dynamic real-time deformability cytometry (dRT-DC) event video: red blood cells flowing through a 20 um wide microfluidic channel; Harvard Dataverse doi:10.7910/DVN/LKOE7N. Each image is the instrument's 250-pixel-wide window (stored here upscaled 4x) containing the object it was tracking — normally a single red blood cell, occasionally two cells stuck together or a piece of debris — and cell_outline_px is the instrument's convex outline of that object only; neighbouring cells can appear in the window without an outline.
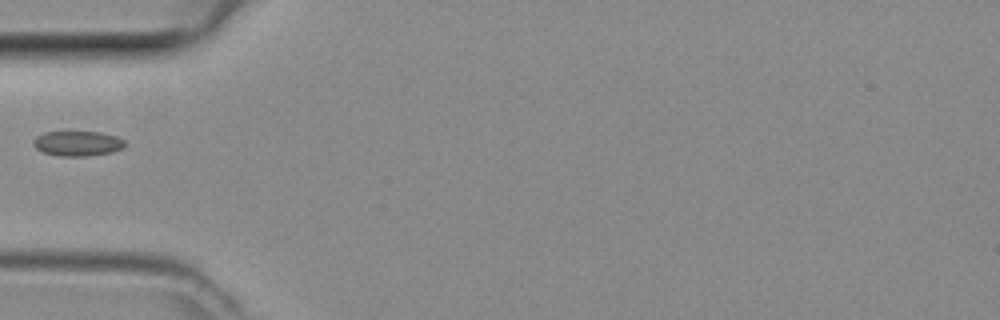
{"species": "common noctule bat (a hibernating species)", "species_latin": "Nyctalus noctula", "temperature_condition": "room temperature", "stored_images_in_passage": 33, "camera_frame_rate_fps": 3000, "um_per_image_px": 0.085, "animal": {"sex": "female", "body_mass_g": 29.2, "forearm_length_mm": 56.3}, "frame": {"image": 1, "passage_image": 1, "time_ms": 0.0, "image_size_px": [1000, 320], "cell_outline_px": [[128, 144], [124, 148], [112, 152], [88, 156], [60, 156], [44, 152], [36, 148], [32, 144], [32, 140], [36, 136], [44, 132], [100, 132], [116, 136], [124, 140]], "centroid_in_image_um": [6.62, 12.19], "position_along_channel_um": 78.4, "area_um2": 13.47}}
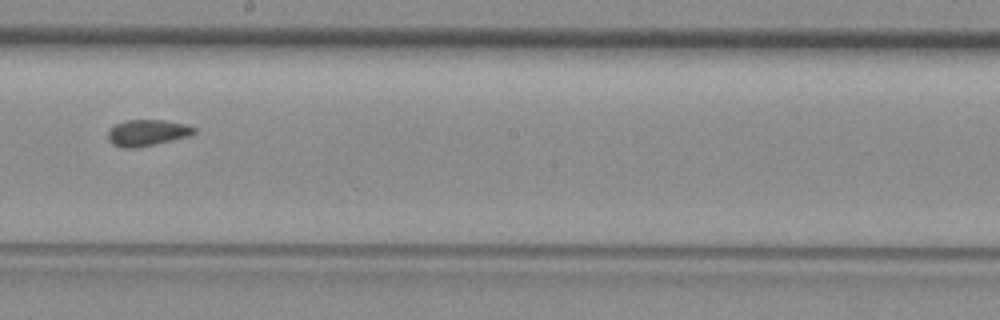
{"frame": {"image": 2, "passage_image": 12, "time_ms": 3.667, "image_size_px": [1000, 320], "cell_outline_px": [[196, 132], [188, 136], [172, 140], [136, 148], [120, 148], [112, 144], [108, 140], [108, 128], [116, 124], [128, 120], [164, 120], [184, 124], [196, 128]], "centroid_in_image_um": [12.47, 11.29], "position_along_channel_um": 235.7, "area_um2": 13.18}}
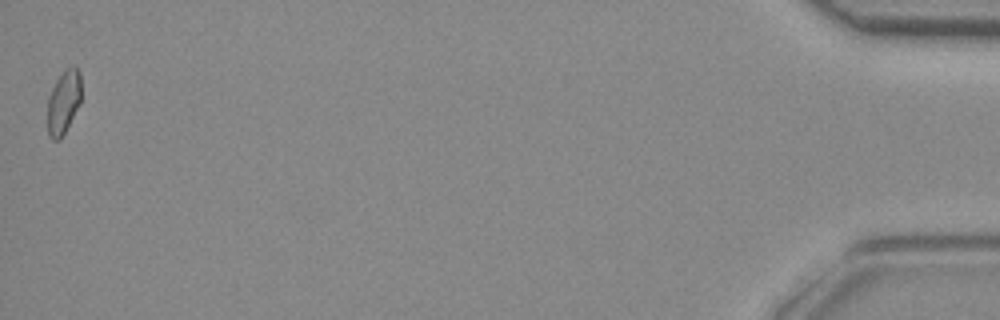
{"frame": {"image": 3, "passage_image": 33, "time_ms": 10.667, "image_size_px": [1000, 320], "cell_outline_px": [[80, 104], [60, 140], [52, 140], [48, 136], [48, 96], [56, 80], [64, 68], [72, 64], [76, 64], [80, 72]], "centroid_in_image_um": [5.4, 8.62], "position_along_channel_um": 429.8, "area_um2": 12.72}}